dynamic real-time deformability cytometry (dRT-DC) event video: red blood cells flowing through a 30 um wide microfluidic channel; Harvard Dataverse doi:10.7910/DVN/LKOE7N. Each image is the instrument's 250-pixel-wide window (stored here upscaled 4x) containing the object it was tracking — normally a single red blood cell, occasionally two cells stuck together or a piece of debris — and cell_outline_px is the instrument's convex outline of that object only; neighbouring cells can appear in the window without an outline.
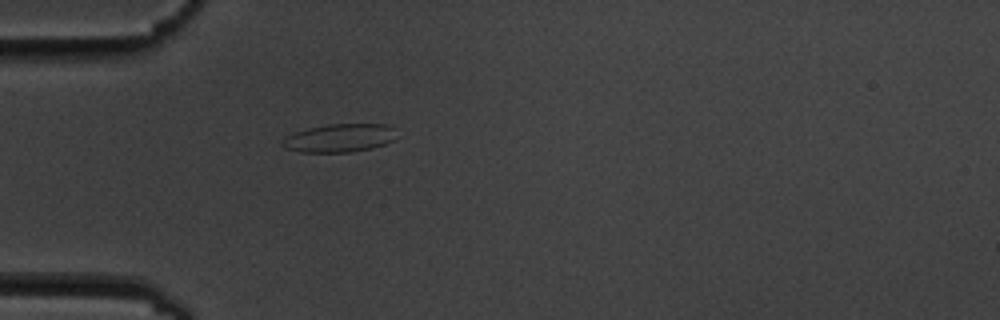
{"species": "common noctule bat (a hibernating species)", "species_latin": "Nyctalus noctula", "temperature_condition": "cold", "stored_images_in_passage": 3, "camera_frame_rate_fps": 3000, "um_per_image_px": 0.085, "animal": {"sex": "male", "body_mass_g": 19.5, "forearm_length_mm": 54.6}, "frame": {"image": 1, "passage_image": 3, "time_ms": 2.333, "image_size_px": [1000, 320], "cell_outline_px": [[392, 140], [384, 144], [372, 148], [352, 152], [300, 152], [284, 148], [280, 144], [284, 136], [308, 128], [328, 124], [384, 124], [392, 128]], "centroid_in_image_um": [28.75, 11.74], "position_along_channel_um": 56.2, "area_um2": 18.61}}